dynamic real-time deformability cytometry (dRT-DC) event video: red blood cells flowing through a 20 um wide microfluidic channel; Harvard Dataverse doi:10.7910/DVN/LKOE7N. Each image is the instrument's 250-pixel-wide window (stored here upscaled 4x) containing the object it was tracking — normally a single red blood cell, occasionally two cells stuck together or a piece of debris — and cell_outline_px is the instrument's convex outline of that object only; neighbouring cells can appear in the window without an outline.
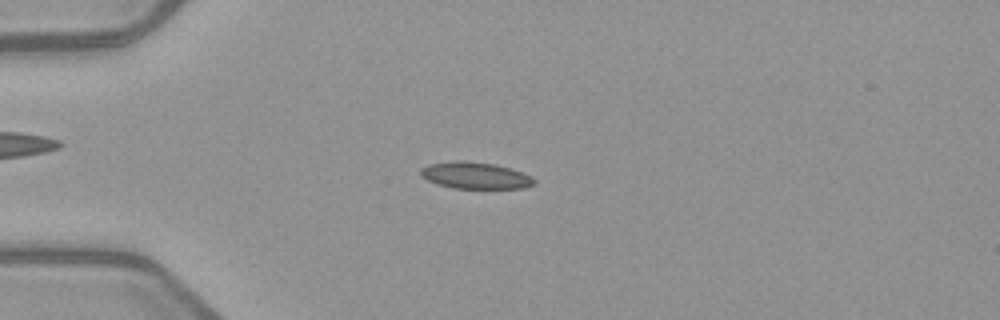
{"species": "common noctule bat (a hibernating species)", "species_latin": "Nyctalus noctula", "temperature_condition": "warm", "stored_images_in_passage": 5, "camera_frame_rate_fps": 3000, "um_per_image_px": 0.085, "animal": {"sex": "female", "body_mass_g": 21.9}, "frame": {"image": 1, "passage_image": 4, "time_ms": 3.333, "image_size_px": [1000, 320], "cell_outline_px": [[536, 184], [524, 188], [452, 188], [436, 184], [420, 176], [420, 168], [428, 164], [456, 160], [464, 160], [496, 164], [512, 168], [524, 172], [532, 176], [536, 180]], "centroid_in_image_um": [40.42, 14.9], "position_along_channel_um": 44.6, "area_um2": 18.03}}